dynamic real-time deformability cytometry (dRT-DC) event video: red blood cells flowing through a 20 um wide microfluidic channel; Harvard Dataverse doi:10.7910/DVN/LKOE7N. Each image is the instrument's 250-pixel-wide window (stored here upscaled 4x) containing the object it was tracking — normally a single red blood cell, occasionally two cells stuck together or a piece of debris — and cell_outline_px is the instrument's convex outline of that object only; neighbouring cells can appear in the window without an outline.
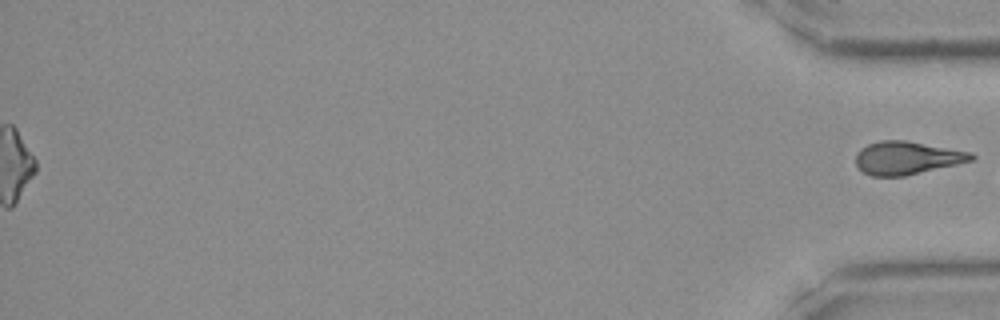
{"species": "Egyptian fruit bat (a non-hibernating species)", "species_latin": "Rousettus aegyptiacus", "temperature_condition": "room temperature", "stored_images_in_passage": 44, "segment_of_instrument_passage": [2, 2], "camera_frame_rate_fps": 3000, "um_per_image_px": 0.085, "frame": {"image": 1, "passage_image": 44, "time_ms": 14.333, "image_size_px": [1000, 320], "cell_outline_px": [[976, 156], [972, 160], [956, 164], [904, 176], [872, 176], [864, 172], [856, 164], [856, 152], [860, 148], [868, 144], [880, 140], [904, 140], [972, 152]], "centroid_in_image_um": [77.06, 13.41], "position_along_channel_um": 358.1, "area_um2": 22.08}}